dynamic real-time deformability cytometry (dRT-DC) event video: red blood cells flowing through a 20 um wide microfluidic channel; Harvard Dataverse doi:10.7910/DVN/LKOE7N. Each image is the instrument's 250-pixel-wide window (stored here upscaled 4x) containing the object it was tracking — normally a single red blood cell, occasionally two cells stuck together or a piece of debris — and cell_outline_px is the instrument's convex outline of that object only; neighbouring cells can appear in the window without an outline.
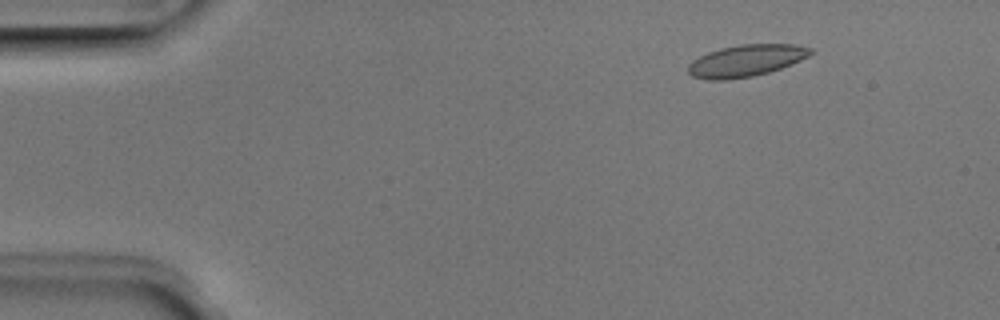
{"species": "Egyptian fruit bat (a non-hibernating species)", "species_latin": "Rousettus aegyptiacus", "temperature_condition": "room temperature", "stored_images_in_passage": 3, "camera_frame_rate_fps": 3000, "um_per_image_px": 0.085, "animal": {"sex": "male"}, "frame": {"image": 1, "passage_image": 1, "time_ms": 0.0, "image_size_px": [1000, 320], "cell_outline_px": [[816, 52], [792, 64], [768, 72], [752, 76], [724, 80], [708, 80], [692, 76], [688, 72], [688, 64], [692, 60], [708, 52], [720, 48], [740, 44], [792, 44], [812, 48]], "centroid_in_image_um": [63.41, 5.15], "position_along_channel_um": 21.6, "area_um2": 22.72}}
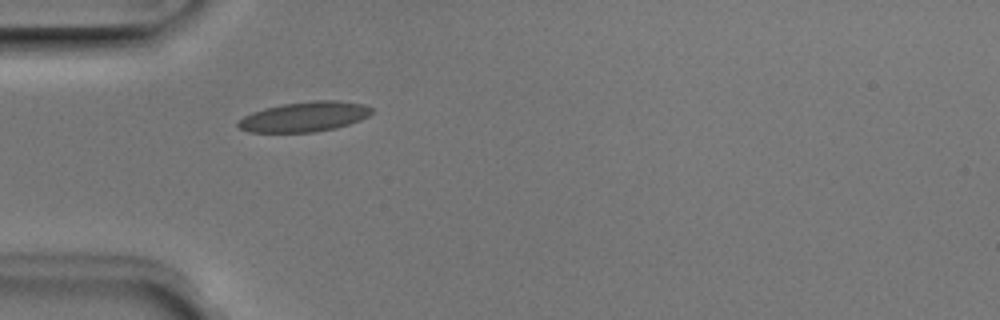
{"frame": {"image": 2, "passage_image": 3, "time_ms": 0.667, "image_size_px": [1000, 320], "cell_outline_px": [[372, 112], [368, 116], [360, 120], [336, 128], [316, 132], [248, 132], [240, 128], [236, 124], [244, 116], [252, 112], [264, 108], [280, 104], [312, 100], [336, 100], [364, 104], [372, 108]], "centroid_in_image_um": [25.88, 9.91], "position_along_channel_um": 59.1, "area_um2": 23.41}}